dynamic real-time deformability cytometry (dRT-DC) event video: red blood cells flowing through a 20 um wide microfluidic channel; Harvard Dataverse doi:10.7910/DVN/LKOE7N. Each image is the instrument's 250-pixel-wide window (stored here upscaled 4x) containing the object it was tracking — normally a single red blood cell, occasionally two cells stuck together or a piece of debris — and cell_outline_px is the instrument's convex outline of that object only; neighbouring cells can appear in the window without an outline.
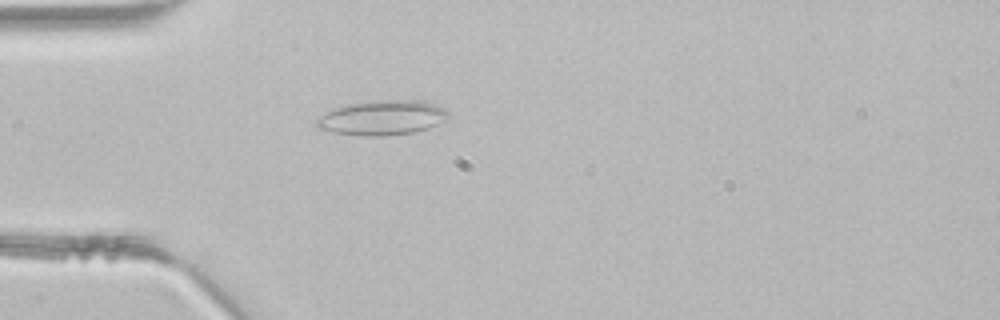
{"species": "common noctule bat (a hibernating species)", "species_latin": "Nyctalus noctula", "temperature_condition": "room temperature", "stored_images_in_passage": 2, "camera_frame_rate_fps": 3000, "um_per_image_px": 0.085, "animal": {"sex": "male", "body_mass_g": 21.5, "forearm_length_mm": 52.0}, "frame": {"image": 1, "passage_image": 2, "time_ms": 0.333, "image_size_px": [1000, 320], "cell_outline_px": [[448, 116], [444, 120], [428, 128], [416, 132], [384, 136], [364, 136], [332, 132], [316, 128], [316, 120], [320, 116], [336, 108], [352, 104], [380, 100], [416, 100], [432, 104], [444, 108], [448, 112]], "centroid_in_image_um": [32.48, 10.03], "position_along_channel_um": 52.5, "area_um2": 26.24}}